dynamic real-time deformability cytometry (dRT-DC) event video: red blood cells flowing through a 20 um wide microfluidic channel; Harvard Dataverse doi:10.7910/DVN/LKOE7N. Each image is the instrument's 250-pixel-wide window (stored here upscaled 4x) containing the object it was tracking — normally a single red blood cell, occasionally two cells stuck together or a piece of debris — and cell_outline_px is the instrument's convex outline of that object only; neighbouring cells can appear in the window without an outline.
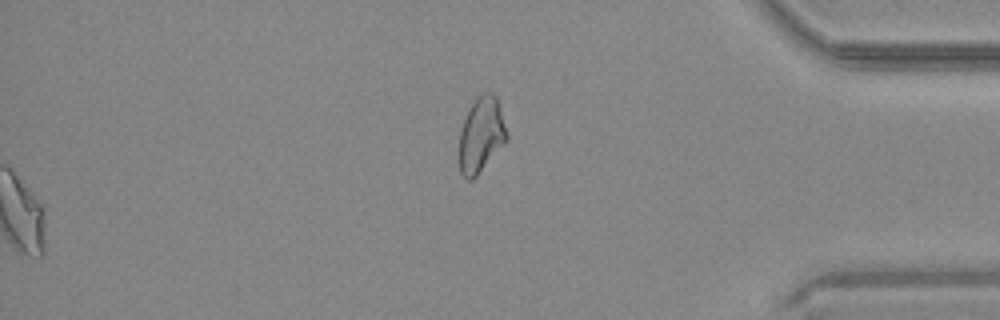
{"species": "common noctule bat (a hibernating species)", "species_latin": "Nyctalus noctula", "temperature_condition": "warm", "stored_images_in_passage": 47, "segment_of_instrument_passage": [2, 2], "camera_frame_rate_fps": 3000, "um_per_image_px": 0.085, "animal": {"sex": "male", "body_mass_g": 20.4}, "frame": {"image": 1, "passage_image": 47, "time_ms": 15.333, "image_size_px": [1000, 320], "cell_outline_px": [[508, 140], [476, 176], [472, 180], [464, 180], [460, 172], [460, 132], [464, 120], [476, 96], [484, 92], [492, 92], [496, 96], [508, 132]], "centroid_in_image_um": [40.92, 11.47], "position_along_channel_um": 394.3, "area_um2": 20.81}}